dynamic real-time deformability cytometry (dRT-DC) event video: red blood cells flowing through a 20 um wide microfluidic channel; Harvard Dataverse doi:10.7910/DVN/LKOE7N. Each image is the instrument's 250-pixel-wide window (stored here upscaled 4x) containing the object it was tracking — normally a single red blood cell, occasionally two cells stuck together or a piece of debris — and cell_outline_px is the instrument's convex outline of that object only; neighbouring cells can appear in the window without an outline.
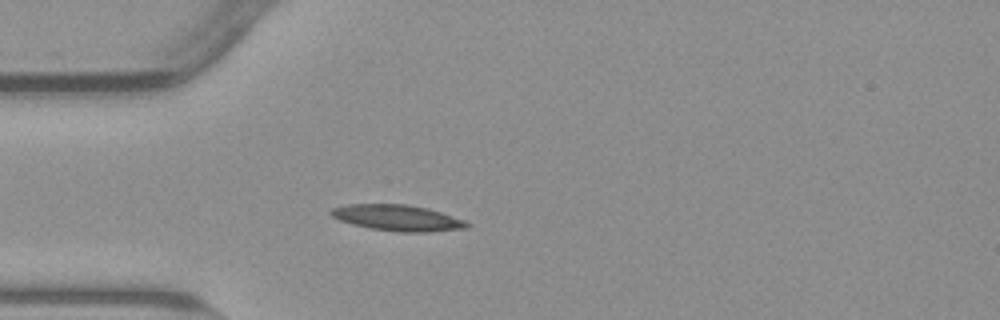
{"species": "common noctule bat (a hibernating species)", "species_latin": "Nyctalus noctula", "temperature_condition": "warm", "stored_images_in_passage": 40, "camera_frame_rate_fps": 3000, "um_per_image_px": 0.085, "animal": {"sex": "male", "body_mass_g": 23.1, "forearm_length_mm": 52.7}, "frame": {"image": 1, "passage_image": 1, "time_ms": 0.0, "image_size_px": [1000, 320], "cell_outline_px": [[472, 224], [468, 228], [428, 232], [400, 232], [372, 228], [352, 224], [340, 220], [332, 216], [328, 212], [332, 208], [344, 204], [408, 204], [428, 208], [464, 220]], "centroid_in_image_um": [33.8, 18.51], "position_along_channel_um": 51.2, "area_um2": 20.63}}
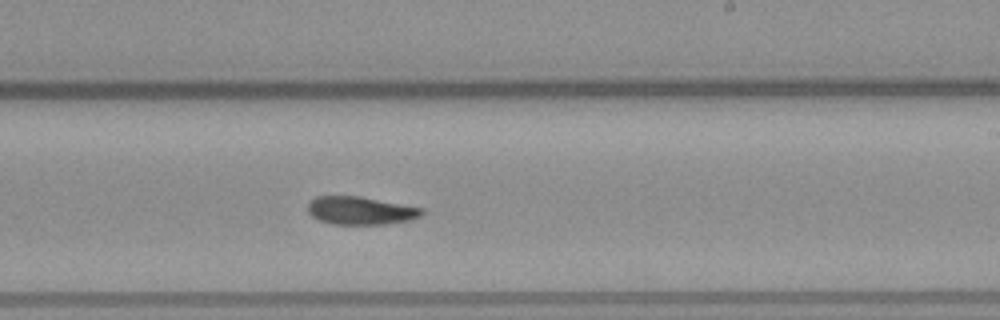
{"frame": {"image": 2, "passage_image": 18, "time_ms": 5.667, "image_size_px": [1000, 320], "cell_outline_px": [[424, 212], [420, 216], [412, 220], [384, 224], [332, 224], [320, 220], [312, 216], [308, 212], [308, 204], [316, 196], [360, 196], [424, 208]], "centroid_in_image_um": [30.67, 17.9], "position_along_channel_um": 258.3, "area_um2": 18.61}}
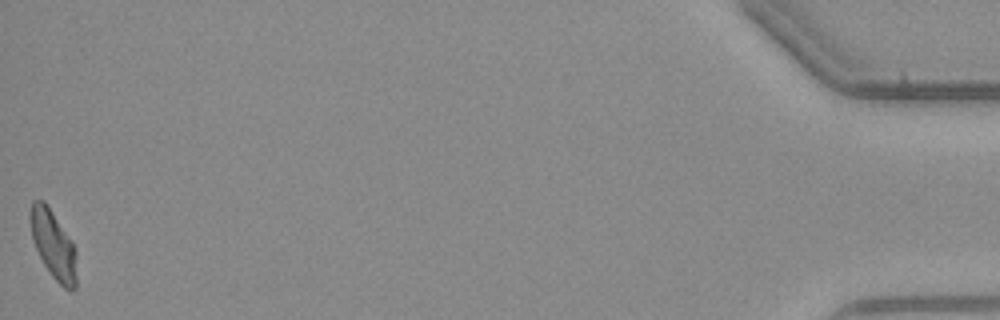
{"frame": {"image": 3, "passage_image": 40, "time_ms": 13.0, "image_size_px": [1000, 320], "cell_outline_px": [[76, 288], [72, 292], [64, 288], [52, 276], [44, 264], [32, 240], [28, 220], [28, 212], [32, 200], [44, 200], [52, 212], [72, 244], [76, 252]], "centroid_in_image_um": [4.49, 20.79], "position_along_channel_um": 430.7, "area_um2": 18.38}}